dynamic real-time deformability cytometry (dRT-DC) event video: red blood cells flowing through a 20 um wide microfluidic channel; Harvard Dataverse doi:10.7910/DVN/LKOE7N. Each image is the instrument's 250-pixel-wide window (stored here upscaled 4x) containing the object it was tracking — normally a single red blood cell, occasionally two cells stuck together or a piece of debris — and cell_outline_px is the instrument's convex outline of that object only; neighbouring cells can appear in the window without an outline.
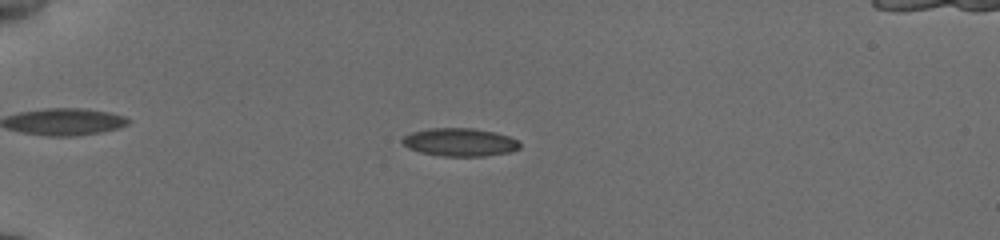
{"species": "common noctule bat (a hibernating species)", "species_latin": "Nyctalus noctula", "temperature_condition": "cold", "stored_images_in_passage": 56, "camera_frame_rate_fps": 3000, "um_per_image_px": 0.085, "animal": {"sex": "female", "body_mass_g": 19.5, "forearm_length_mm": 54.1}, "frame": {"image": 1, "passage_image": 17, "time_ms": 5.333, "image_size_px": [1000, 240], "cell_outline_px": [[520, 148], [508, 152], [484, 156], [444, 156], [420, 152], [408, 148], [400, 140], [404, 136], [412, 132], [428, 128], [472, 128], [496, 132], [508, 136], [516, 140], [520, 144]], "centroid_in_image_um": [39.06, 12.08], "position_along_channel_um": 45.9, "area_um2": 19.13}}
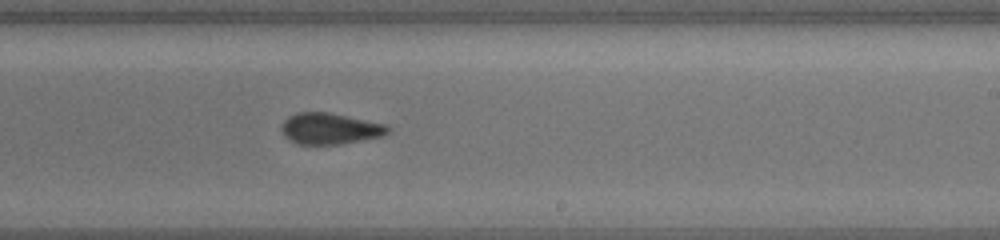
{"frame": {"image": 2, "passage_image": 37, "time_ms": 12.0, "image_size_px": [1000, 240], "cell_outline_px": [[392, 128], [388, 132], [380, 136], [340, 144], [300, 144], [284, 136], [280, 128], [280, 124], [288, 116], [296, 112], [328, 112], [388, 124]], "centroid_in_image_um": [28.03, 10.91], "position_along_channel_um": 261.0, "area_um2": 19.36}}
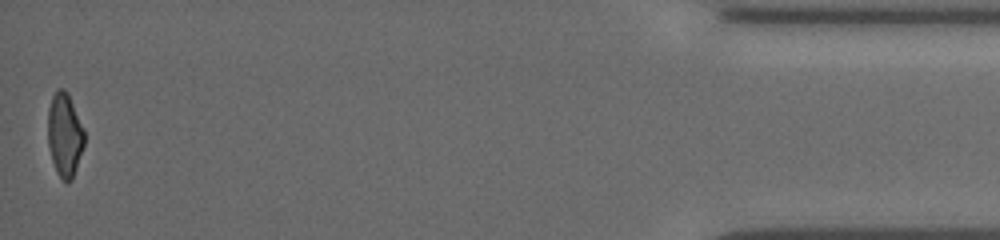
{"frame": {"image": 3, "passage_image": 56, "time_ms": 18.333, "image_size_px": [1000, 240], "cell_outline_px": [[84, 144], [72, 180], [68, 184], [56, 172], [52, 160], [48, 144], [48, 108], [52, 96], [56, 88], [64, 88], [68, 92], [84, 132]], "centroid_in_image_um": [5.48, 11.44], "position_along_channel_um": 429.7, "area_um2": 17.69}, "authors_computed_cell_mechanics": {"area_um2": 18.9006, "velocity_mm_per_s": 3.8448, "shape_relaxation_time_tau1_ms": null, "shape_relaxation_time_tau2_ms": 2.1273, "deformation_change_tau1": null, "deformation_change_tau2": 0.075}}